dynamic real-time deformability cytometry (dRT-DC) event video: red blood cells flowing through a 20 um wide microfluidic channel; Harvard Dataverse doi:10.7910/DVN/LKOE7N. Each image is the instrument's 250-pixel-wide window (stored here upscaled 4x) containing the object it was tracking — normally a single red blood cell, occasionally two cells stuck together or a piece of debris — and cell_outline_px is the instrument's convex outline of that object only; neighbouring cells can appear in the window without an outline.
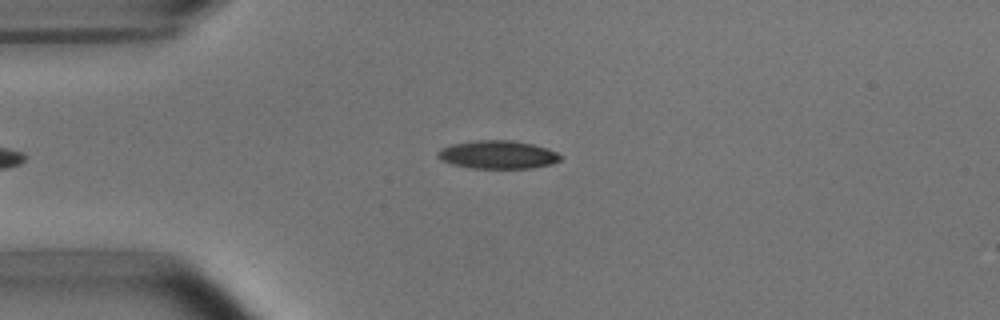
{"species": "common noctule bat (a hibernating species)", "species_latin": "Nyctalus noctula", "temperature_condition": "room temperature", "stored_images_in_passage": 34, "camera_frame_rate_fps": 3000, "um_per_image_px": 0.085, "animal": {"sex": "male", "body_mass_g": 15.6}, "frame": {"image": 1, "passage_image": 2, "time_ms": 0.333, "image_size_px": [1000, 320], "cell_outline_px": [[560, 160], [552, 164], [532, 168], [472, 168], [452, 164], [440, 160], [436, 156], [436, 152], [440, 148], [452, 144], [476, 140], [512, 140], [532, 144], [548, 148], [556, 152], [560, 156]], "centroid_in_image_um": [42.27, 13.14], "position_along_channel_um": 42.7, "area_um2": 20.23}}
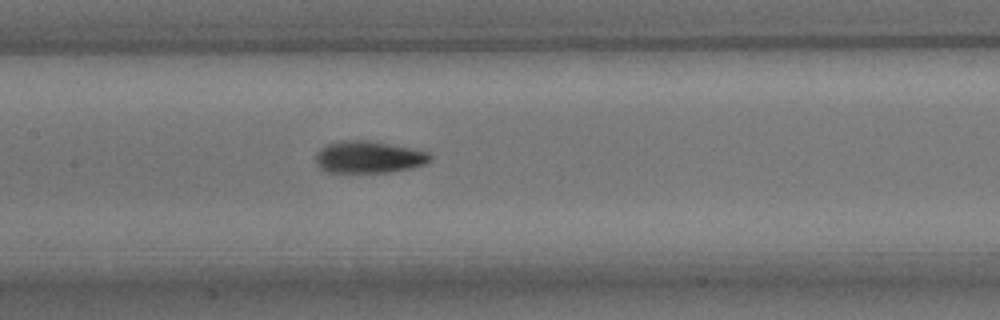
{"frame": {"image": 2, "passage_image": 14, "time_ms": 4.333, "image_size_px": [1000, 320], "cell_outline_px": [[432, 160], [428, 164], [412, 168], [388, 172], [328, 172], [320, 168], [316, 164], [316, 152], [324, 144], [340, 140], [368, 140], [428, 152], [432, 156]], "centroid_in_image_um": [31.32, 13.35], "position_along_channel_um": 176.1, "area_um2": 21.5}}
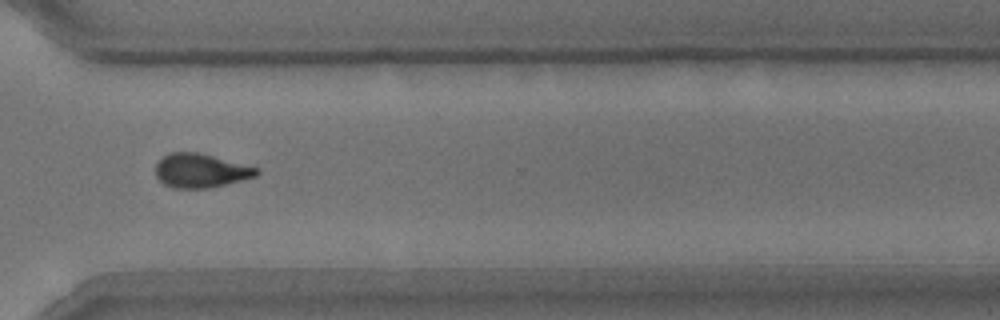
{"frame": {"image": 3, "passage_image": 28, "time_ms": 9.0, "image_size_px": [1000, 320], "cell_outline_px": [[260, 172], [256, 176], [208, 188], [176, 188], [164, 184], [156, 176], [156, 164], [168, 152], [196, 152], [260, 168]], "centroid_in_image_um": [17.05, 14.5], "position_along_channel_um": 353.5, "area_um2": 19.71}, "authors_computed_cell_mechanics": {"area_um2": 20.3167, "velocity_mm_per_s": 3.8073, "shape_relaxation_time_tau1_ms": 4.0465, "shape_relaxation_time_tau2_ms": 2.2581, "deformation_change_tau1": 0.1644, "deformation_change_tau2": 0.0992}}